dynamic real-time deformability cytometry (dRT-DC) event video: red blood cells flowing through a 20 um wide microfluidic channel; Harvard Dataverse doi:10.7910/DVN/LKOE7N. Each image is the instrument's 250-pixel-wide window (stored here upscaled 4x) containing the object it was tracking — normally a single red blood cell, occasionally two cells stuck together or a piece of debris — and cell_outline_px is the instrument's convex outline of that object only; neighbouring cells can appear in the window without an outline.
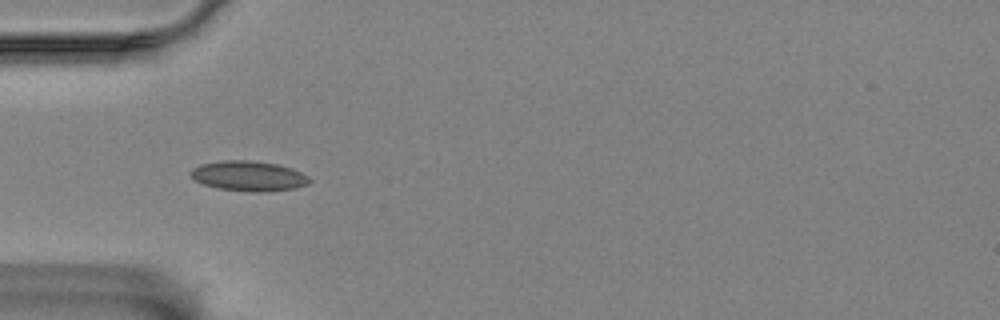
{"species": "Egyptian fruit bat (a non-hibernating species)", "species_latin": "Rousettus aegyptiacus", "temperature_condition": "room temperature", "stored_images_in_passage": 35, "camera_frame_rate_fps": 3000, "um_per_image_px": 0.085, "animal": {"sex": "female"}, "frame": {"image": 1, "passage_image": 6, "time_ms": 1.667, "image_size_px": [1000, 320], "cell_outline_px": [[312, 180], [308, 184], [296, 188], [268, 192], [252, 192], [216, 188], [204, 184], [196, 180], [188, 172], [192, 168], [200, 164], [220, 160], [248, 160], [276, 164], [292, 168], [308, 176]], "centroid_in_image_um": [21.14, 14.96], "position_along_channel_um": 63.9, "area_um2": 20.98}, "authors_computed_cell_mechanics": {"area_um2": 19.363, "velocity_mm_per_s": 3.4398, "shape_relaxation_time_tau1_ms": null, "shape_relaxation_time_tau2_ms": 8.7222, "deformation_change_tau1": null, "deformation_change_tau2": 0.1254}}